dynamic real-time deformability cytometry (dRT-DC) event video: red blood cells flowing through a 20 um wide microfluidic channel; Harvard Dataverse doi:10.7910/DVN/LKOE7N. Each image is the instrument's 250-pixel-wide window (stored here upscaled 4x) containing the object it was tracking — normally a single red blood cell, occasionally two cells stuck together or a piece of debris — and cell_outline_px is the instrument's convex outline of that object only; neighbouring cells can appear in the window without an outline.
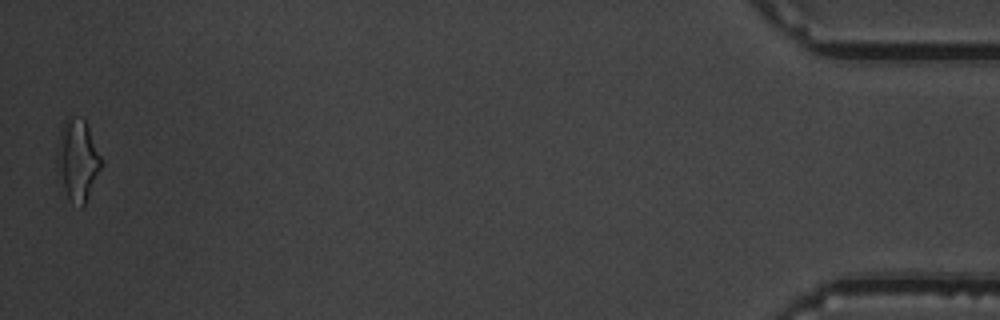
{"species": "common noctule bat (a hibernating species)", "species_latin": "Nyctalus noctula", "temperature_condition": "warm", "stored_images_in_passage": 16, "camera_frame_rate_fps": 3000, "um_per_image_px": 0.085, "animal": {"sex": "male", "body_mass_g": 19.5, "forearm_length_mm": 54.6}, "frame": {"image": 1, "passage_image": 16, "time_ms": 5.0, "image_size_px": [1000, 320], "cell_outline_px": [[104, 160], [88, 196], [84, 204], [80, 208], [68, 200], [56, 164], [56, 144], [64, 120], [68, 116], [84, 116]], "centroid_in_image_um": [6.6, 13.52], "position_along_channel_um": 428.6, "area_um2": 21.39}}